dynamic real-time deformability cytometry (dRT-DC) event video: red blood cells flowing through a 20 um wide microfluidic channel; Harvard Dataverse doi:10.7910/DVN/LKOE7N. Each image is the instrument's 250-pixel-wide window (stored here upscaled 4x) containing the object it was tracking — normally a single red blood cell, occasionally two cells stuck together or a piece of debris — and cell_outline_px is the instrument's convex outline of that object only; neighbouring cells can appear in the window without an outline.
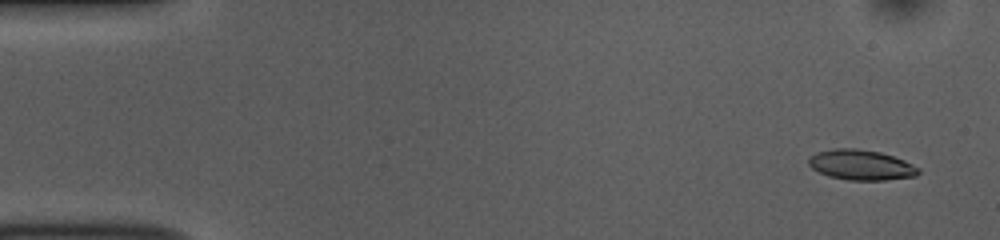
{"species": "common noctule bat (a hibernating species)", "species_latin": "Nyctalus noctula", "temperature_condition": "room temperature", "stored_images_in_passage": 52, "camera_frame_rate_fps": 3000, "um_per_image_px": 0.085, "animal": {"sex": "female", "body_mass_g": 10.0, "forearm_length_mm": 53.1}, "frame": {"image": 1, "passage_image": 3, "time_ms": 0.667, "image_size_px": [1000, 240], "cell_outline_px": [[920, 172], [916, 176], [884, 180], [848, 180], [828, 176], [812, 168], [808, 164], [808, 156], [816, 152], [832, 148], [856, 148], [880, 152], [904, 160], [920, 168]], "centroid_in_image_um": [73.17, 14.01], "position_along_channel_um": 11.8, "area_um2": 19.48}}
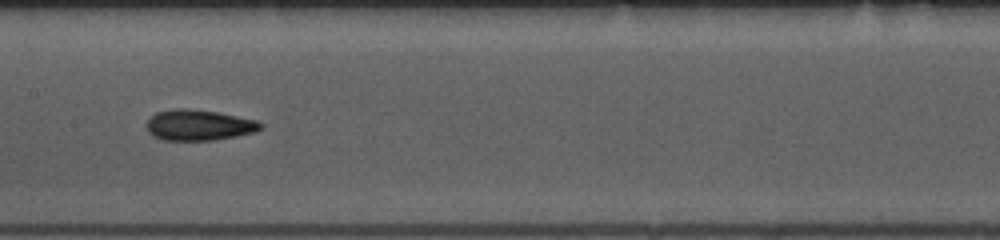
{"frame": {"image": 2, "passage_image": 26, "time_ms": 8.333, "image_size_px": [1000, 240], "cell_outline_px": [[264, 124], [256, 132], [236, 136], [212, 140], [164, 140], [152, 136], [148, 132], [144, 124], [156, 112], [176, 108], [184, 108], [220, 112], [260, 120]], "centroid_in_image_um": [16.92, 10.62], "position_along_channel_um": 190.5, "area_um2": 20.75}}
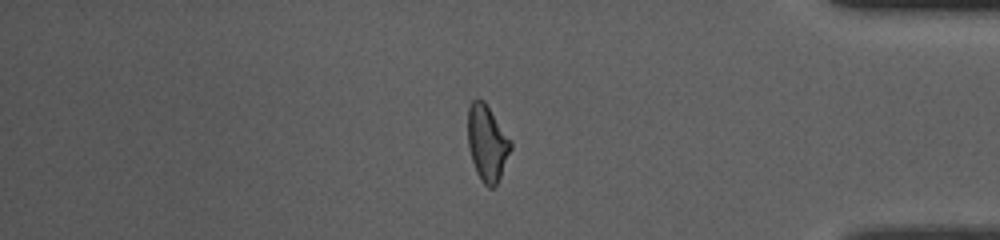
{"frame": {"image": 3, "passage_image": 44, "time_ms": 14.333, "image_size_px": [1000, 240], "cell_outline_px": [[512, 148], [500, 176], [496, 184], [492, 188], [488, 188], [480, 180], [476, 172], [468, 148], [468, 108], [472, 100], [476, 96], [484, 100], [512, 140]], "centroid_in_image_um": [41.4, 12.12], "position_along_channel_um": 393.8, "area_um2": 19.25}, "authors_computed_cell_mechanics": {"area_um2": 19.3919, "velocity_mm_per_s": 3.846, "shape_relaxation_time_tau1_ms": 3.7198, "shape_relaxation_time_tau2_ms": 2.7483, "deformation_change_tau1": 0.1541, "deformation_change_tau2": 0.1065}}